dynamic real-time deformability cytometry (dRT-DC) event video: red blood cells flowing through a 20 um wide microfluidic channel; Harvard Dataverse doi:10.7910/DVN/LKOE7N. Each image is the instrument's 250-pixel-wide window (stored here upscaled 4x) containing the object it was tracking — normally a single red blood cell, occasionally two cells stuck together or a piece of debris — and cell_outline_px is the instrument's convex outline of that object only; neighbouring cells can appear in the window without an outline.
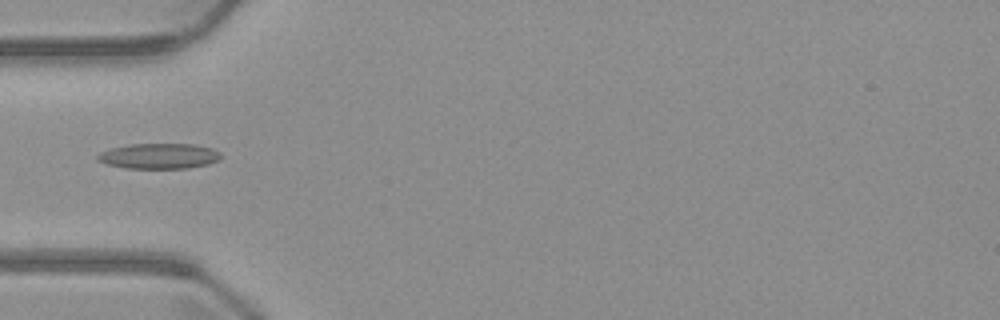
{"species": "common noctule bat (a hibernating species)", "species_latin": "Nyctalus noctula", "temperature_condition": "warm", "stored_images_in_passage": 6, "camera_frame_rate_fps": 3000, "um_per_image_px": 0.085, "animal": {"sex": "male", "body_mass_g": 23.1, "forearm_length_mm": 52.7}, "frame": {"image": 1, "passage_image": 5, "time_ms": 5.0, "image_size_px": [1000, 320], "cell_outline_px": [[220, 156], [216, 160], [208, 164], [188, 168], [128, 168], [108, 164], [96, 160], [96, 156], [100, 152], [112, 148], [128, 144], [192, 144], [212, 148], [220, 152]], "centroid_in_image_um": [13.49, 13.26], "position_along_channel_um": 71.5, "area_um2": 18.09}}
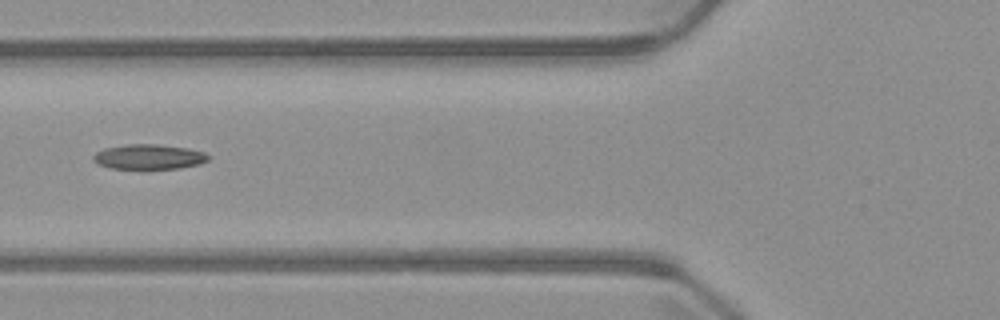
{"frame": {"image": 2, "passage_image": 6, "time_ms": 6.0, "image_size_px": [1000, 320], "cell_outline_px": [[208, 160], [196, 164], [180, 168], [148, 172], [112, 168], [100, 164], [92, 160], [92, 156], [96, 152], [104, 148], [128, 144], [156, 144], [188, 148], [204, 152], [208, 156]], "centroid_in_image_um": [12.61, 13.37], "position_along_channel_um": 113.2, "area_um2": 17.4}}